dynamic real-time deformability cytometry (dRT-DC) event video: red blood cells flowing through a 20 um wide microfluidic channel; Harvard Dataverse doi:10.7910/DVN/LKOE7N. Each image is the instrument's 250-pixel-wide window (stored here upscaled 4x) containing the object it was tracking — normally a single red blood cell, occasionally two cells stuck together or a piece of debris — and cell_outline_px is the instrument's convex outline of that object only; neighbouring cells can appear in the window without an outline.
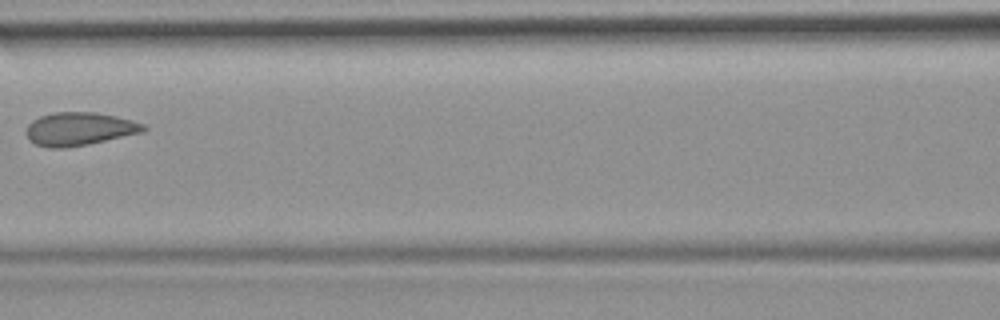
{"species": "common noctule bat (a hibernating species)", "species_latin": "Nyctalus noctula", "temperature_condition": "room temperature", "stored_images_in_passage": 8, "camera_frame_rate_fps": 3000, "um_per_image_px": 0.085, "animal": {"sex": "female", "body_mass_g": 19.9}, "frame": {"image": 1, "passage_image": 7, "time_ms": 7.0, "image_size_px": [1000, 320], "cell_outline_px": [[148, 128], [144, 132], [88, 144], [64, 148], [48, 148], [36, 144], [28, 140], [28, 124], [32, 120], [40, 116], [52, 112], [96, 112], [116, 116], [132, 120], [144, 124]], "centroid_in_image_um": [6.76, 10.95], "position_along_channel_um": 159.8, "area_um2": 22.72}}